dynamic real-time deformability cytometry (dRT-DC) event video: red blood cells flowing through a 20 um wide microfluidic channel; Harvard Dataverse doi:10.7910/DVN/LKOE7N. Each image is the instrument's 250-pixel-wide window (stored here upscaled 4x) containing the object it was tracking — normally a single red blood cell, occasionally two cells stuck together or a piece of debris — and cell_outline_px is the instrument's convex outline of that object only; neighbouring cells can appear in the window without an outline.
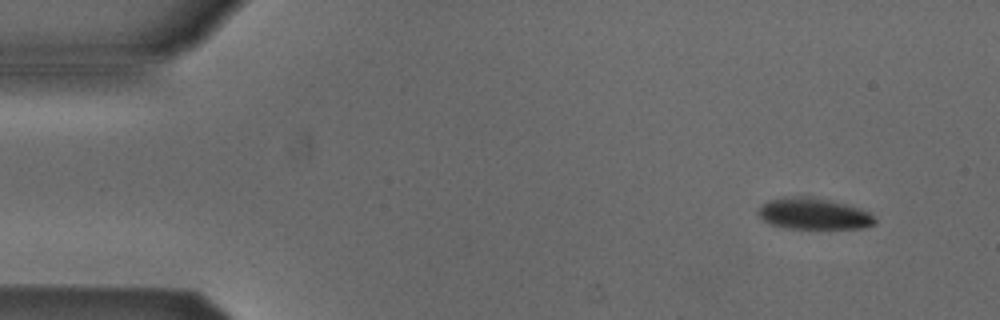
{"species": "Egyptian fruit bat (a non-hibernating species)", "species_latin": "Rousettus aegyptiacus", "temperature_condition": "cold", "stored_images_in_passage": 4, "camera_frame_rate_fps": 3000, "um_per_image_px": 0.085, "animal": {"sex": "male"}, "frame": {"image": 1, "passage_image": 1, "time_ms": 0.0, "image_size_px": [1000, 320], "cell_outline_px": [[876, 224], [864, 228], [784, 228], [772, 224], [764, 220], [756, 212], [768, 200], [784, 196], [800, 196], [828, 200], [844, 204], [868, 212], [876, 220]], "centroid_in_image_um": [69.13, 18.17], "position_along_channel_um": 15.9, "area_um2": 20.92}}